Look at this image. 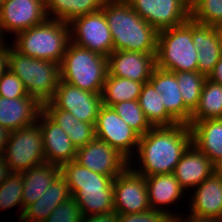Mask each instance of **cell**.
Instances as JSON below:
<instances>
[{
    "instance_id": "cell-1",
    "label": "cell",
    "mask_w": 222,
    "mask_h": 222,
    "mask_svg": "<svg viewBox=\"0 0 222 222\" xmlns=\"http://www.w3.org/2000/svg\"><path fill=\"white\" fill-rule=\"evenodd\" d=\"M192 144L189 125L152 127L140 136L137 152L142 169H135L144 177L173 173L187 148Z\"/></svg>"
},
{
    "instance_id": "cell-2",
    "label": "cell",
    "mask_w": 222,
    "mask_h": 222,
    "mask_svg": "<svg viewBox=\"0 0 222 222\" xmlns=\"http://www.w3.org/2000/svg\"><path fill=\"white\" fill-rule=\"evenodd\" d=\"M113 39V51L156 54L158 31L126 0H106L101 9Z\"/></svg>"
},
{
    "instance_id": "cell-3",
    "label": "cell",
    "mask_w": 222,
    "mask_h": 222,
    "mask_svg": "<svg viewBox=\"0 0 222 222\" xmlns=\"http://www.w3.org/2000/svg\"><path fill=\"white\" fill-rule=\"evenodd\" d=\"M60 174L83 216L114 212L113 181L116 176L96 173L75 160L63 163Z\"/></svg>"
},
{
    "instance_id": "cell-4",
    "label": "cell",
    "mask_w": 222,
    "mask_h": 222,
    "mask_svg": "<svg viewBox=\"0 0 222 222\" xmlns=\"http://www.w3.org/2000/svg\"><path fill=\"white\" fill-rule=\"evenodd\" d=\"M14 48L22 55L61 63L70 42L69 23L48 19L16 35Z\"/></svg>"
},
{
    "instance_id": "cell-5",
    "label": "cell",
    "mask_w": 222,
    "mask_h": 222,
    "mask_svg": "<svg viewBox=\"0 0 222 222\" xmlns=\"http://www.w3.org/2000/svg\"><path fill=\"white\" fill-rule=\"evenodd\" d=\"M108 73L107 57L68 43L60 63V80L92 93H102Z\"/></svg>"
},
{
    "instance_id": "cell-6",
    "label": "cell",
    "mask_w": 222,
    "mask_h": 222,
    "mask_svg": "<svg viewBox=\"0 0 222 222\" xmlns=\"http://www.w3.org/2000/svg\"><path fill=\"white\" fill-rule=\"evenodd\" d=\"M8 68L22 81L28 95L41 104L50 101L60 82V64L28 57L8 48Z\"/></svg>"
},
{
    "instance_id": "cell-7",
    "label": "cell",
    "mask_w": 222,
    "mask_h": 222,
    "mask_svg": "<svg viewBox=\"0 0 222 222\" xmlns=\"http://www.w3.org/2000/svg\"><path fill=\"white\" fill-rule=\"evenodd\" d=\"M156 67L170 72L198 71V51L192 40V19L158 31Z\"/></svg>"
},
{
    "instance_id": "cell-8",
    "label": "cell",
    "mask_w": 222,
    "mask_h": 222,
    "mask_svg": "<svg viewBox=\"0 0 222 222\" xmlns=\"http://www.w3.org/2000/svg\"><path fill=\"white\" fill-rule=\"evenodd\" d=\"M12 173H22L45 162L41 129L38 123L12 131L4 156Z\"/></svg>"
},
{
    "instance_id": "cell-9",
    "label": "cell",
    "mask_w": 222,
    "mask_h": 222,
    "mask_svg": "<svg viewBox=\"0 0 222 222\" xmlns=\"http://www.w3.org/2000/svg\"><path fill=\"white\" fill-rule=\"evenodd\" d=\"M101 93H92L60 80L54 97L42 109H63L82 122L96 123L102 106Z\"/></svg>"
},
{
    "instance_id": "cell-10",
    "label": "cell",
    "mask_w": 222,
    "mask_h": 222,
    "mask_svg": "<svg viewBox=\"0 0 222 222\" xmlns=\"http://www.w3.org/2000/svg\"><path fill=\"white\" fill-rule=\"evenodd\" d=\"M69 26L70 41L77 46L106 57L113 52L112 34L102 10L77 17Z\"/></svg>"
},
{
    "instance_id": "cell-11",
    "label": "cell",
    "mask_w": 222,
    "mask_h": 222,
    "mask_svg": "<svg viewBox=\"0 0 222 222\" xmlns=\"http://www.w3.org/2000/svg\"><path fill=\"white\" fill-rule=\"evenodd\" d=\"M96 138L107 142L129 162L132 151L138 148L140 135L112 107L102 105L95 123Z\"/></svg>"
},
{
    "instance_id": "cell-12",
    "label": "cell",
    "mask_w": 222,
    "mask_h": 222,
    "mask_svg": "<svg viewBox=\"0 0 222 222\" xmlns=\"http://www.w3.org/2000/svg\"><path fill=\"white\" fill-rule=\"evenodd\" d=\"M114 212L134 214L150 209L145 177L128 166L113 181Z\"/></svg>"
},
{
    "instance_id": "cell-13",
    "label": "cell",
    "mask_w": 222,
    "mask_h": 222,
    "mask_svg": "<svg viewBox=\"0 0 222 222\" xmlns=\"http://www.w3.org/2000/svg\"><path fill=\"white\" fill-rule=\"evenodd\" d=\"M157 31L181 25L191 18L183 0H126Z\"/></svg>"
},
{
    "instance_id": "cell-14",
    "label": "cell",
    "mask_w": 222,
    "mask_h": 222,
    "mask_svg": "<svg viewBox=\"0 0 222 222\" xmlns=\"http://www.w3.org/2000/svg\"><path fill=\"white\" fill-rule=\"evenodd\" d=\"M48 19L45 0H6L0 9V30L15 35Z\"/></svg>"
},
{
    "instance_id": "cell-15",
    "label": "cell",
    "mask_w": 222,
    "mask_h": 222,
    "mask_svg": "<svg viewBox=\"0 0 222 222\" xmlns=\"http://www.w3.org/2000/svg\"><path fill=\"white\" fill-rule=\"evenodd\" d=\"M75 161L91 171L107 176L121 174L132 163L107 142L97 138L77 149Z\"/></svg>"
},
{
    "instance_id": "cell-16",
    "label": "cell",
    "mask_w": 222,
    "mask_h": 222,
    "mask_svg": "<svg viewBox=\"0 0 222 222\" xmlns=\"http://www.w3.org/2000/svg\"><path fill=\"white\" fill-rule=\"evenodd\" d=\"M156 54L132 51H113L107 57L108 74L137 82H149L156 67Z\"/></svg>"
},
{
    "instance_id": "cell-17",
    "label": "cell",
    "mask_w": 222,
    "mask_h": 222,
    "mask_svg": "<svg viewBox=\"0 0 222 222\" xmlns=\"http://www.w3.org/2000/svg\"><path fill=\"white\" fill-rule=\"evenodd\" d=\"M38 118H41L37 123L41 129L45 162L61 166L75 160L77 149L66 132L43 111L39 113Z\"/></svg>"
},
{
    "instance_id": "cell-18",
    "label": "cell",
    "mask_w": 222,
    "mask_h": 222,
    "mask_svg": "<svg viewBox=\"0 0 222 222\" xmlns=\"http://www.w3.org/2000/svg\"><path fill=\"white\" fill-rule=\"evenodd\" d=\"M149 82L162 94V103L167 113L178 124L189 125L192 112L183 103L175 73L155 67Z\"/></svg>"
},
{
    "instance_id": "cell-19",
    "label": "cell",
    "mask_w": 222,
    "mask_h": 222,
    "mask_svg": "<svg viewBox=\"0 0 222 222\" xmlns=\"http://www.w3.org/2000/svg\"><path fill=\"white\" fill-rule=\"evenodd\" d=\"M41 111L42 104L33 96H0V125L10 132L35 124Z\"/></svg>"
},
{
    "instance_id": "cell-20",
    "label": "cell",
    "mask_w": 222,
    "mask_h": 222,
    "mask_svg": "<svg viewBox=\"0 0 222 222\" xmlns=\"http://www.w3.org/2000/svg\"><path fill=\"white\" fill-rule=\"evenodd\" d=\"M192 40L198 51V72L208 77L222 56L218 28L192 20Z\"/></svg>"
},
{
    "instance_id": "cell-21",
    "label": "cell",
    "mask_w": 222,
    "mask_h": 222,
    "mask_svg": "<svg viewBox=\"0 0 222 222\" xmlns=\"http://www.w3.org/2000/svg\"><path fill=\"white\" fill-rule=\"evenodd\" d=\"M213 173L214 163L193 143L187 148L173 171V175L184 190L197 187Z\"/></svg>"
},
{
    "instance_id": "cell-22",
    "label": "cell",
    "mask_w": 222,
    "mask_h": 222,
    "mask_svg": "<svg viewBox=\"0 0 222 222\" xmlns=\"http://www.w3.org/2000/svg\"><path fill=\"white\" fill-rule=\"evenodd\" d=\"M71 197L68 184L64 177L59 174L43 195L23 210V214L19 221L43 222L58 205L67 201Z\"/></svg>"
},
{
    "instance_id": "cell-23",
    "label": "cell",
    "mask_w": 222,
    "mask_h": 222,
    "mask_svg": "<svg viewBox=\"0 0 222 222\" xmlns=\"http://www.w3.org/2000/svg\"><path fill=\"white\" fill-rule=\"evenodd\" d=\"M190 213L220 218L222 213V179L213 173L195 188Z\"/></svg>"
},
{
    "instance_id": "cell-24",
    "label": "cell",
    "mask_w": 222,
    "mask_h": 222,
    "mask_svg": "<svg viewBox=\"0 0 222 222\" xmlns=\"http://www.w3.org/2000/svg\"><path fill=\"white\" fill-rule=\"evenodd\" d=\"M145 181L148 189V203L150 209L162 211L170 218H174V214L161 208L162 205L166 207V205L180 200V196L182 197L184 189L180 186L178 179L173 175V173H169L146 176Z\"/></svg>"
},
{
    "instance_id": "cell-25",
    "label": "cell",
    "mask_w": 222,
    "mask_h": 222,
    "mask_svg": "<svg viewBox=\"0 0 222 222\" xmlns=\"http://www.w3.org/2000/svg\"><path fill=\"white\" fill-rule=\"evenodd\" d=\"M192 143L214 164L222 159V119H207L190 126Z\"/></svg>"
},
{
    "instance_id": "cell-26",
    "label": "cell",
    "mask_w": 222,
    "mask_h": 222,
    "mask_svg": "<svg viewBox=\"0 0 222 222\" xmlns=\"http://www.w3.org/2000/svg\"><path fill=\"white\" fill-rule=\"evenodd\" d=\"M59 174L60 166L48 162L35 165L22 172L23 210L37 201Z\"/></svg>"
},
{
    "instance_id": "cell-27",
    "label": "cell",
    "mask_w": 222,
    "mask_h": 222,
    "mask_svg": "<svg viewBox=\"0 0 222 222\" xmlns=\"http://www.w3.org/2000/svg\"><path fill=\"white\" fill-rule=\"evenodd\" d=\"M106 0H45L47 16L51 20L70 23L73 19L102 9Z\"/></svg>"
},
{
    "instance_id": "cell-28",
    "label": "cell",
    "mask_w": 222,
    "mask_h": 222,
    "mask_svg": "<svg viewBox=\"0 0 222 222\" xmlns=\"http://www.w3.org/2000/svg\"><path fill=\"white\" fill-rule=\"evenodd\" d=\"M138 102L152 127H170L178 124L167 113L162 103V94H159L150 82L143 84Z\"/></svg>"
},
{
    "instance_id": "cell-29",
    "label": "cell",
    "mask_w": 222,
    "mask_h": 222,
    "mask_svg": "<svg viewBox=\"0 0 222 222\" xmlns=\"http://www.w3.org/2000/svg\"><path fill=\"white\" fill-rule=\"evenodd\" d=\"M143 84V82L111 76L107 73L101 93L102 104L111 107L120 102L138 100Z\"/></svg>"
},
{
    "instance_id": "cell-30",
    "label": "cell",
    "mask_w": 222,
    "mask_h": 222,
    "mask_svg": "<svg viewBox=\"0 0 222 222\" xmlns=\"http://www.w3.org/2000/svg\"><path fill=\"white\" fill-rule=\"evenodd\" d=\"M207 119H222V85L206 79L199 103L191 114L189 126Z\"/></svg>"
},
{
    "instance_id": "cell-31",
    "label": "cell",
    "mask_w": 222,
    "mask_h": 222,
    "mask_svg": "<svg viewBox=\"0 0 222 222\" xmlns=\"http://www.w3.org/2000/svg\"><path fill=\"white\" fill-rule=\"evenodd\" d=\"M178 81L184 105L193 112L199 103L207 76L198 71L174 72Z\"/></svg>"
},
{
    "instance_id": "cell-32",
    "label": "cell",
    "mask_w": 222,
    "mask_h": 222,
    "mask_svg": "<svg viewBox=\"0 0 222 222\" xmlns=\"http://www.w3.org/2000/svg\"><path fill=\"white\" fill-rule=\"evenodd\" d=\"M111 107L140 136L145 135L152 128L138 100L120 102Z\"/></svg>"
},
{
    "instance_id": "cell-33",
    "label": "cell",
    "mask_w": 222,
    "mask_h": 222,
    "mask_svg": "<svg viewBox=\"0 0 222 222\" xmlns=\"http://www.w3.org/2000/svg\"><path fill=\"white\" fill-rule=\"evenodd\" d=\"M23 179L22 173H11L9 177L0 184V210L21 206L23 214L22 199Z\"/></svg>"
},
{
    "instance_id": "cell-34",
    "label": "cell",
    "mask_w": 222,
    "mask_h": 222,
    "mask_svg": "<svg viewBox=\"0 0 222 222\" xmlns=\"http://www.w3.org/2000/svg\"><path fill=\"white\" fill-rule=\"evenodd\" d=\"M190 11L191 19L196 23L222 25V0H199Z\"/></svg>"
},
{
    "instance_id": "cell-35",
    "label": "cell",
    "mask_w": 222,
    "mask_h": 222,
    "mask_svg": "<svg viewBox=\"0 0 222 222\" xmlns=\"http://www.w3.org/2000/svg\"><path fill=\"white\" fill-rule=\"evenodd\" d=\"M82 213L73 197L58 205L43 222H81Z\"/></svg>"
},
{
    "instance_id": "cell-36",
    "label": "cell",
    "mask_w": 222,
    "mask_h": 222,
    "mask_svg": "<svg viewBox=\"0 0 222 222\" xmlns=\"http://www.w3.org/2000/svg\"><path fill=\"white\" fill-rule=\"evenodd\" d=\"M0 96L9 99L28 96L22 81L9 68L0 77Z\"/></svg>"
},
{
    "instance_id": "cell-37",
    "label": "cell",
    "mask_w": 222,
    "mask_h": 222,
    "mask_svg": "<svg viewBox=\"0 0 222 222\" xmlns=\"http://www.w3.org/2000/svg\"><path fill=\"white\" fill-rule=\"evenodd\" d=\"M70 141L79 149L96 138L95 124L79 121L71 129Z\"/></svg>"
},
{
    "instance_id": "cell-38",
    "label": "cell",
    "mask_w": 222,
    "mask_h": 222,
    "mask_svg": "<svg viewBox=\"0 0 222 222\" xmlns=\"http://www.w3.org/2000/svg\"><path fill=\"white\" fill-rule=\"evenodd\" d=\"M118 222H170L171 218L162 211L149 209L134 214H117Z\"/></svg>"
},
{
    "instance_id": "cell-39",
    "label": "cell",
    "mask_w": 222,
    "mask_h": 222,
    "mask_svg": "<svg viewBox=\"0 0 222 222\" xmlns=\"http://www.w3.org/2000/svg\"><path fill=\"white\" fill-rule=\"evenodd\" d=\"M42 111L69 136L73 126L80 120L63 109H42Z\"/></svg>"
},
{
    "instance_id": "cell-40",
    "label": "cell",
    "mask_w": 222,
    "mask_h": 222,
    "mask_svg": "<svg viewBox=\"0 0 222 222\" xmlns=\"http://www.w3.org/2000/svg\"><path fill=\"white\" fill-rule=\"evenodd\" d=\"M81 222H118V215L115 212H110L107 214L83 216Z\"/></svg>"
},
{
    "instance_id": "cell-41",
    "label": "cell",
    "mask_w": 222,
    "mask_h": 222,
    "mask_svg": "<svg viewBox=\"0 0 222 222\" xmlns=\"http://www.w3.org/2000/svg\"><path fill=\"white\" fill-rule=\"evenodd\" d=\"M180 218L179 215H175L174 218H171L170 222H221L220 219L216 217L199 216L192 213L187 217L188 220H184L182 217Z\"/></svg>"
},
{
    "instance_id": "cell-42",
    "label": "cell",
    "mask_w": 222,
    "mask_h": 222,
    "mask_svg": "<svg viewBox=\"0 0 222 222\" xmlns=\"http://www.w3.org/2000/svg\"><path fill=\"white\" fill-rule=\"evenodd\" d=\"M211 81L222 85V56L214 66L213 71L207 77Z\"/></svg>"
},
{
    "instance_id": "cell-43",
    "label": "cell",
    "mask_w": 222,
    "mask_h": 222,
    "mask_svg": "<svg viewBox=\"0 0 222 222\" xmlns=\"http://www.w3.org/2000/svg\"><path fill=\"white\" fill-rule=\"evenodd\" d=\"M8 70V47L0 46V77Z\"/></svg>"
},
{
    "instance_id": "cell-44",
    "label": "cell",
    "mask_w": 222,
    "mask_h": 222,
    "mask_svg": "<svg viewBox=\"0 0 222 222\" xmlns=\"http://www.w3.org/2000/svg\"><path fill=\"white\" fill-rule=\"evenodd\" d=\"M11 132L0 125V156H4L6 144L9 140Z\"/></svg>"
},
{
    "instance_id": "cell-45",
    "label": "cell",
    "mask_w": 222,
    "mask_h": 222,
    "mask_svg": "<svg viewBox=\"0 0 222 222\" xmlns=\"http://www.w3.org/2000/svg\"><path fill=\"white\" fill-rule=\"evenodd\" d=\"M11 170L3 156H0V184L11 174Z\"/></svg>"
},
{
    "instance_id": "cell-46",
    "label": "cell",
    "mask_w": 222,
    "mask_h": 222,
    "mask_svg": "<svg viewBox=\"0 0 222 222\" xmlns=\"http://www.w3.org/2000/svg\"><path fill=\"white\" fill-rule=\"evenodd\" d=\"M214 173L222 179V159L214 164Z\"/></svg>"
},
{
    "instance_id": "cell-47",
    "label": "cell",
    "mask_w": 222,
    "mask_h": 222,
    "mask_svg": "<svg viewBox=\"0 0 222 222\" xmlns=\"http://www.w3.org/2000/svg\"><path fill=\"white\" fill-rule=\"evenodd\" d=\"M183 1L191 9L199 0H183Z\"/></svg>"
},
{
    "instance_id": "cell-48",
    "label": "cell",
    "mask_w": 222,
    "mask_h": 222,
    "mask_svg": "<svg viewBox=\"0 0 222 222\" xmlns=\"http://www.w3.org/2000/svg\"><path fill=\"white\" fill-rule=\"evenodd\" d=\"M217 28H218V32H219V36H220L221 44H222V25L217 26Z\"/></svg>"
},
{
    "instance_id": "cell-49",
    "label": "cell",
    "mask_w": 222,
    "mask_h": 222,
    "mask_svg": "<svg viewBox=\"0 0 222 222\" xmlns=\"http://www.w3.org/2000/svg\"><path fill=\"white\" fill-rule=\"evenodd\" d=\"M3 35H4V34H2V33H1V30H0V46L4 45V43H2V42L4 41V40H3V39H4Z\"/></svg>"
},
{
    "instance_id": "cell-50",
    "label": "cell",
    "mask_w": 222,
    "mask_h": 222,
    "mask_svg": "<svg viewBox=\"0 0 222 222\" xmlns=\"http://www.w3.org/2000/svg\"><path fill=\"white\" fill-rule=\"evenodd\" d=\"M6 0H0V9Z\"/></svg>"
},
{
    "instance_id": "cell-51",
    "label": "cell",
    "mask_w": 222,
    "mask_h": 222,
    "mask_svg": "<svg viewBox=\"0 0 222 222\" xmlns=\"http://www.w3.org/2000/svg\"><path fill=\"white\" fill-rule=\"evenodd\" d=\"M219 219H220V221L222 222V213H221V215H220V218H219Z\"/></svg>"
}]
</instances>
